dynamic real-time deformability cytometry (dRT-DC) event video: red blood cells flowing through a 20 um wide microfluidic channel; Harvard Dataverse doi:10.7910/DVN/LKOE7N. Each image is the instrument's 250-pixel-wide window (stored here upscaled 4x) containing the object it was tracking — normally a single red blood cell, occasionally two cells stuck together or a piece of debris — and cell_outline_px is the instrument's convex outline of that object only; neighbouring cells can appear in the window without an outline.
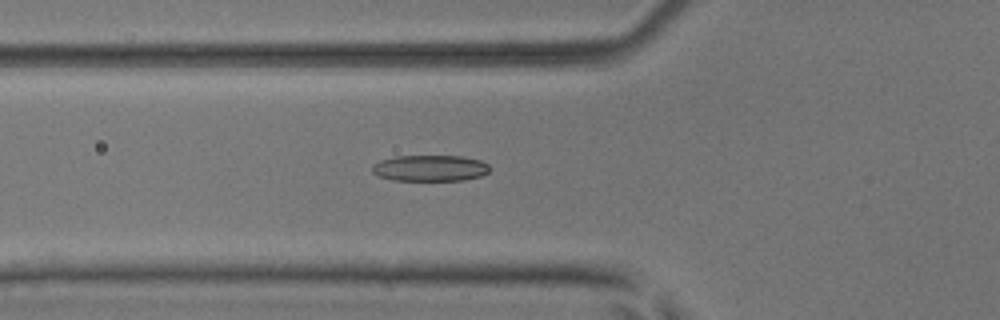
{"species": "common noctule bat (a hibernating species)", "species_latin": "Nyctalus noctula", "temperature_condition": "room temperature", "stored_images_in_passage": 47, "camera_frame_rate_fps": 3000, "um_per_image_px": 0.085, "animal": {"sex": "male", "body_mass_g": 17.9, "forearm_length_mm": 54.2}, "frame": {"image": 1, "passage_image": 13, "time_ms": 4.0, "image_size_px": [1000, 320], "cell_outline_px": [[492, 168], [488, 172], [480, 176], [464, 180], [392, 180], [380, 176], [372, 172], [372, 164], [380, 160], [396, 156], [464, 156], [480, 160], [488, 164]], "centroid_in_image_um": [36.57, 14.28], "position_along_channel_um": 89.2, "area_um2": 17.98}}
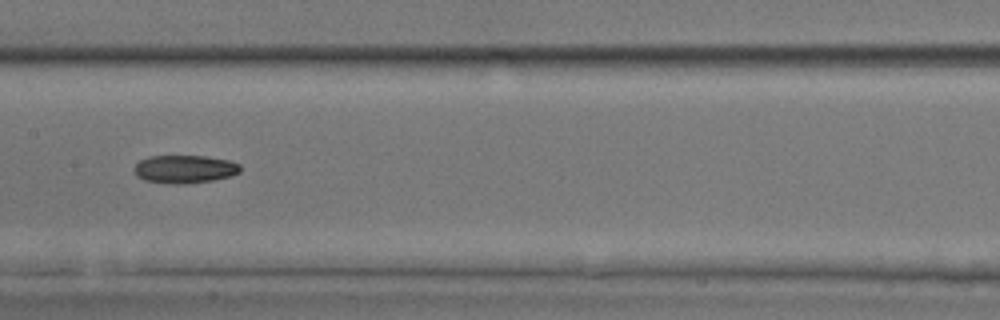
{"frame": {"image": 2, "passage_image": 21, "time_ms": 6.667, "image_size_px": [1000, 320], "cell_outline_px": [[240, 172], [232, 176], [212, 180], [184, 184], [176, 184], [144, 180], [136, 176], [132, 168], [140, 160], [148, 156], [204, 156], [232, 160], [240, 164]], "centroid_in_image_um": [15.7, 14.37], "position_along_channel_um": 191.7, "area_um2": 17.51}}
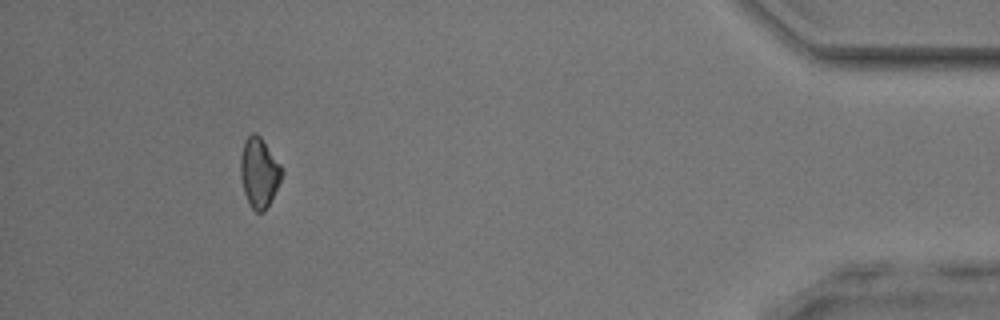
{"frame": {"image": 3, "passage_image": 43, "time_ms": 14.0, "image_size_px": [1000, 320], "cell_outline_px": [[284, 172], [264, 212], [256, 212], [252, 208], [244, 192], [240, 176], [240, 156], [244, 140], [252, 132], [256, 132], [260, 136], [280, 164]], "centroid_in_image_um": [22.0, 14.63], "position_along_channel_um": 413.2, "area_um2": 16.59}}